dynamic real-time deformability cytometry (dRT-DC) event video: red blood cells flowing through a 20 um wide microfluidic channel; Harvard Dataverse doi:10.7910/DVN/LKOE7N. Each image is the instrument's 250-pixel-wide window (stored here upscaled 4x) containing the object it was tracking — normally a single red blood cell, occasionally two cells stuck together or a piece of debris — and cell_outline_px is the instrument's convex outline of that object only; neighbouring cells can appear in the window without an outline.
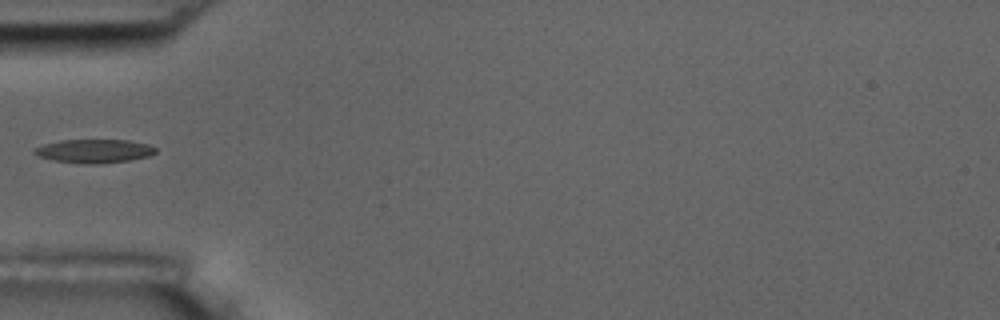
{"species": "common noctule bat (a hibernating species)", "species_latin": "Nyctalus noctula", "temperature_condition": "room temperature", "stored_images_in_passage": 6, "camera_frame_rate_fps": 3000, "um_per_image_px": 0.085, "animal": {"sex": "male", "body_mass_g": 17.5, "forearm_length_mm": 52.3}, "frame": {"image": 1, "passage_image": 6, "time_ms": 6.0, "image_size_px": [1000, 320], "cell_outline_px": [[156, 152], [148, 156], [128, 160], [100, 164], [84, 164], [52, 160], [36, 156], [32, 152], [36, 148], [44, 144], [60, 140], [128, 140], [148, 144], [156, 148]], "centroid_in_image_um": [7.97, 12.84], "position_along_channel_um": 77.0, "area_um2": 16.7}}